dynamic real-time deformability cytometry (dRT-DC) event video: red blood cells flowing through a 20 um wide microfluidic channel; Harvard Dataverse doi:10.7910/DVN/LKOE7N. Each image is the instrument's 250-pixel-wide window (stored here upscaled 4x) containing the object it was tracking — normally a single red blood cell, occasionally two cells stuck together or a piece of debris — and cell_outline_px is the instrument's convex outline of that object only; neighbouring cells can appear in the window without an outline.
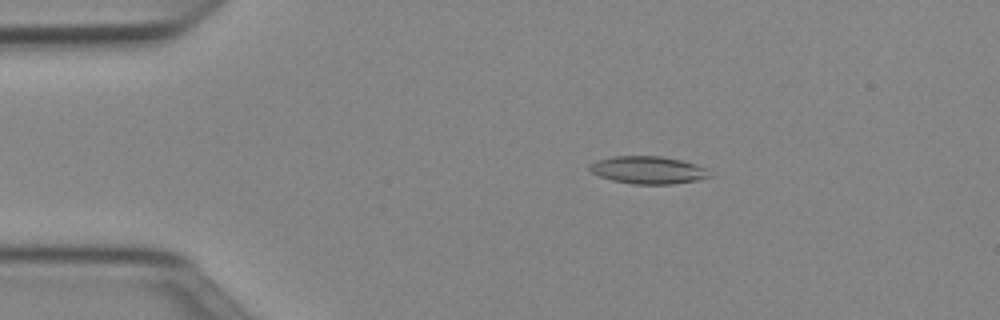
{"species": "Egyptian fruit bat (a non-hibernating species)", "species_latin": "Rousettus aegyptiacus", "temperature_condition": "cold", "stored_images_in_passage": 49, "camera_frame_rate_fps": 3000, "um_per_image_px": 0.085, "animal": {"sex": "female"}, "frame": {"image": 1, "passage_image": 8, "time_ms": 2.333, "image_size_px": [1000, 320], "cell_outline_px": [[716, 176], [696, 180], [672, 184], [632, 184], [612, 180], [600, 176], [592, 172], [588, 168], [588, 164], [596, 160], [612, 156], [664, 156], [696, 164], [704, 168]], "centroid_in_image_um": [55.09, 14.45], "position_along_channel_um": 29.9, "area_um2": 19.42}}
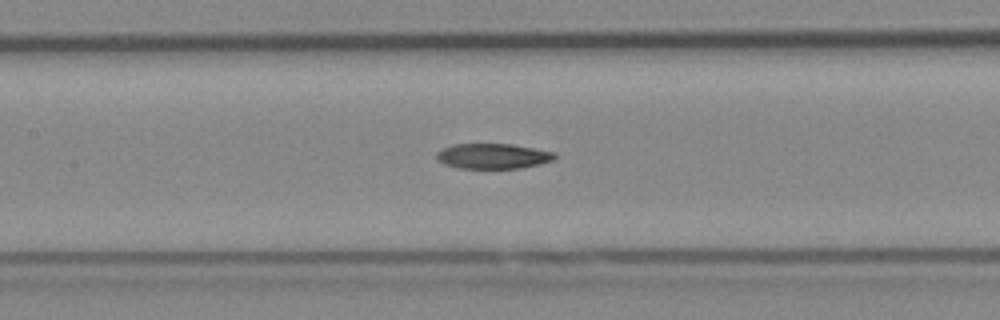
{"frame": {"image": 2, "passage_image": 22, "time_ms": 7.0, "image_size_px": [1000, 320], "cell_outline_px": [[556, 160], [540, 164], [520, 168], [460, 168], [444, 164], [436, 160], [436, 152], [452, 144], [512, 144], [556, 152]], "centroid_in_image_um": [41.92, 13.27], "position_along_channel_um": 165.5, "area_um2": 17.51}}
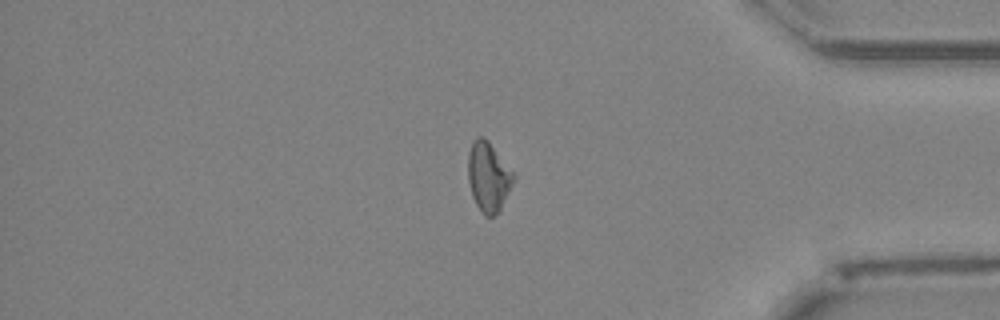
{"frame": {"image": 3, "passage_image": 41, "time_ms": 13.333, "image_size_px": [1000, 320], "cell_outline_px": [[516, 176], [500, 208], [492, 216], [484, 216], [476, 204], [472, 196], [468, 180], [468, 152], [472, 140], [476, 136], [484, 136], [488, 140]], "centroid_in_image_um": [41.48, 14.98], "position_along_channel_um": 393.7, "area_um2": 18.26}}